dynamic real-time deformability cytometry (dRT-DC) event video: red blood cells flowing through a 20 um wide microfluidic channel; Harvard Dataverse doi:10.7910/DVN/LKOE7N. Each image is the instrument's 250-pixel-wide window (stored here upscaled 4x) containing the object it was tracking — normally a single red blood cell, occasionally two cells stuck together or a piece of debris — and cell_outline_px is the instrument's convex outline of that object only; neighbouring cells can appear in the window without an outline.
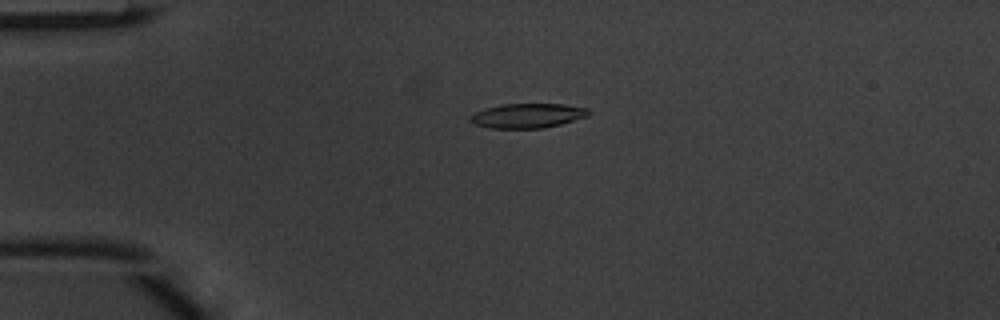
{"species": "common noctule bat (a hibernating species)", "species_latin": "Nyctalus noctula", "temperature_condition": "warm", "stored_images_in_passage": 49, "camera_frame_rate_fps": 3000, "um_per_image_px": 0.085, "animal": {"sex": "male", "body_mass_g": 20.1, "forearm_length_mm": 53.5}, "frame": {"image": 1, "passage_image": 12, "time_ms": 3.667, "image_size_px": [1000, 320], "cell_outline_px": [[588, 116], [560, 124], [544, 128], [488, 128], [472, 124], [468, 120], [468, 116], [476, 112], [488, 108], [504, 104], [564, 104], [588, 108]], "centroid_in_image_um": [44.8, 9.84], "position_along_channel_um": 40.2, "area_um2": 16.88}}
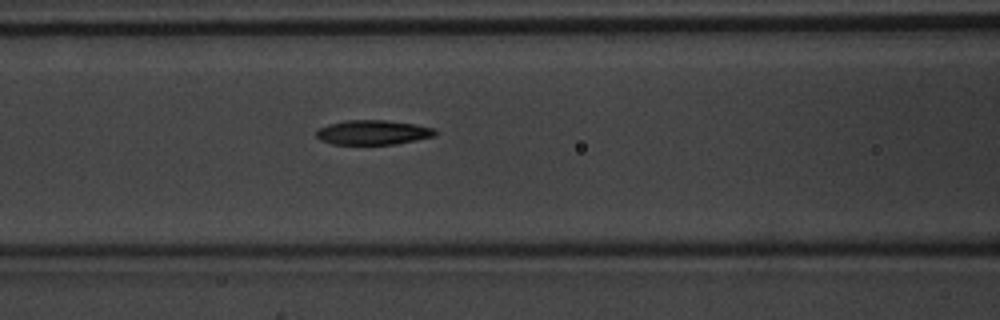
{"frame": {"image": 2, "passage_image": 21, "time_ms": 6.667, "image_size_px": [1000, 320], "cell_outline_px": [[440, 132], [436, 136], [396, 144], [332, 144], [320, 140], [316, 136], [316, 132], [320, 128], [328, 124], [348, 120], [388, 120], [416, 124], [432, 128]], "centroid_in_image_um": [31.74, 11.25], "position_along_channel_um": 134.9, "area_um2": 17.11}}
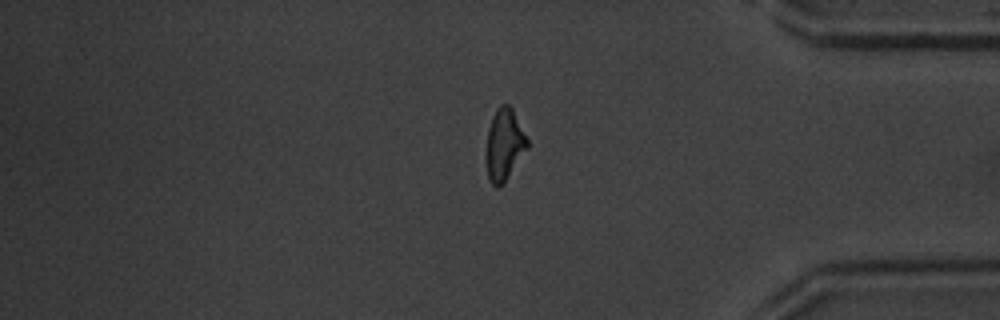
{"frame": {"image": 3, "passage_image": 41, "time_ms": 13.333, "image_size_px": [1000, 320], "cell_outline_px": [[528, 148], [504, 180], [496, 188], [488, 180], [484, 160], [488, 128], [492, 116], [496, 108], [500, 104], [508, 104], [512, 108], [528, 140]], "centroid_in_image_um": [42.81, 12.27], "position_along_channel_um": 392.4, "area_um2": 17.22}, "authors_computed_cell_mechanics": {"area_um2": 17.051, "velocity_mm_per_s": 4.1882, "shape_relaxation_time_tau1_ms": 3.8066, "shape_relaxation_time_tau2_ms": 2.6398, "deformation_change_tau1": 0.196, "deformation_change_tau2": 0.1109}}